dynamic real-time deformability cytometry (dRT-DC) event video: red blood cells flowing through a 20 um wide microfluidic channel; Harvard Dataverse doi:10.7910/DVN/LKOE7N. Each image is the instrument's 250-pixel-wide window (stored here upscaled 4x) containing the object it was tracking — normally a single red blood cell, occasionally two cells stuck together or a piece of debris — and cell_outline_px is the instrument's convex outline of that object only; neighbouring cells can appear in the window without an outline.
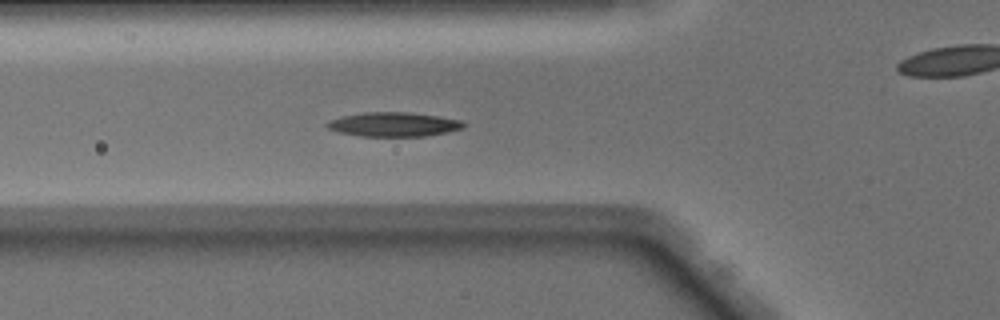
{"species": "Egyptian fruit bat (a non-hibernating species)", "species_latin": "Rousettus aegyptiacus", "temperature_condition": "warm", "stored_images_in_passage": 50, "camera_frame_rate_fps": 3000, "um_per_image_px": 0.085, "animal": {"sex": "male"}, "frame": {"image": 1, "passage_image": 18, "time_ms": 5.667, "image_size_px": [1000, 320], "cell_outline_px": [[464, 128], [424, 136], [360, 136], [340, 132], [328, 128], [324, 124], [328, 120], [340, 116], [364, 112], [408, 112], [440, 116], [460, 120], [464, 124]], "centroid_in_image_um": [33.41, 10.56], "position_along_channel_um": 92.4, "area_um2": 19.25}}
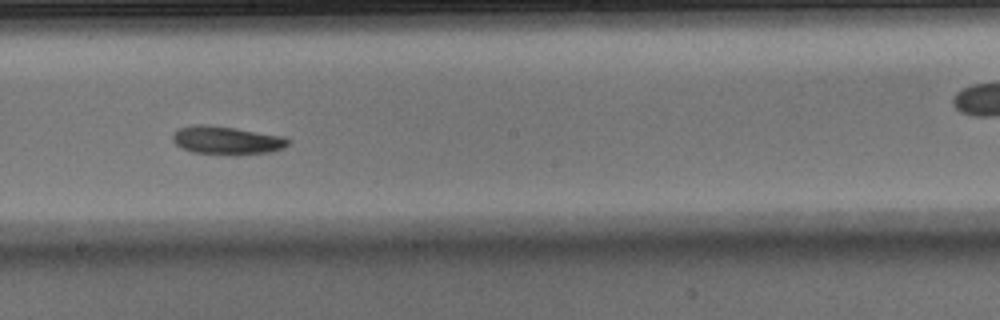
{"frame": {"image": 2, "passage_image": 28, "time_ms": 9.0, "image_size_px": [1000, 320], "cell_outline_px": [[288, 144], [284, 148], [272, 152], [236, 156], [232, 156], [192, 152], [176, 144], [172, 140], [172, 136], [176, 128], [196, 124], [204, 124], [236, 128], [284, 136], [288, 140]], "centroid_in_image_um": [19.27, 11.94], "position_along_channel_um": 228.9, "area_um2": 19.42}}
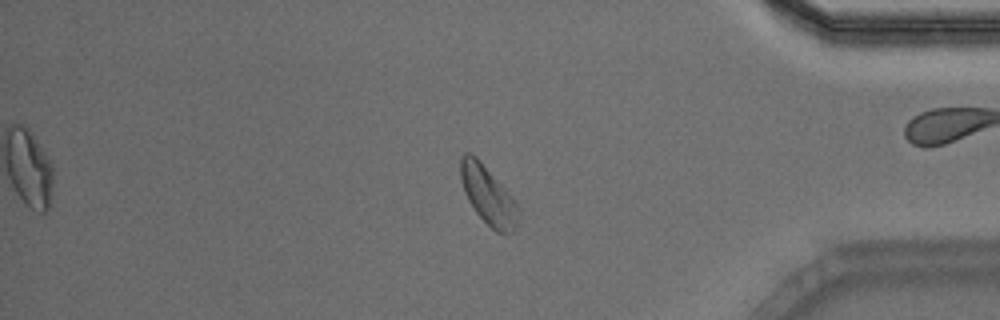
{"frame": {"image": 3, "passage_image": 42, "time_ms": 13.667, "image_size_px": [1000, 320], "cell_outline_px": [[520, 212], [516, 228], [512, 232], [496, 232], [476, 212], [468, 200], [464, 192], [460, 180], [460, 156], [464, 152], [468, 152], [476, 156], [516, 200], [520, 208]], "centroid_in_image_um": [41.49, 16.58], "position_along_channel_um": 393.7, "area_um2": 19.77}, "authors_computed_cell_mechanics": {"area_um2": 18.7561, "velocity_mm_per_s": 4.084, "shape_relaxation_time_tau1_ms": 3.7028, "shape_relaxation_time_tau2_ms": null, "deformation_change_tau1": 0.1122, "deformation_change_tau2": null}}